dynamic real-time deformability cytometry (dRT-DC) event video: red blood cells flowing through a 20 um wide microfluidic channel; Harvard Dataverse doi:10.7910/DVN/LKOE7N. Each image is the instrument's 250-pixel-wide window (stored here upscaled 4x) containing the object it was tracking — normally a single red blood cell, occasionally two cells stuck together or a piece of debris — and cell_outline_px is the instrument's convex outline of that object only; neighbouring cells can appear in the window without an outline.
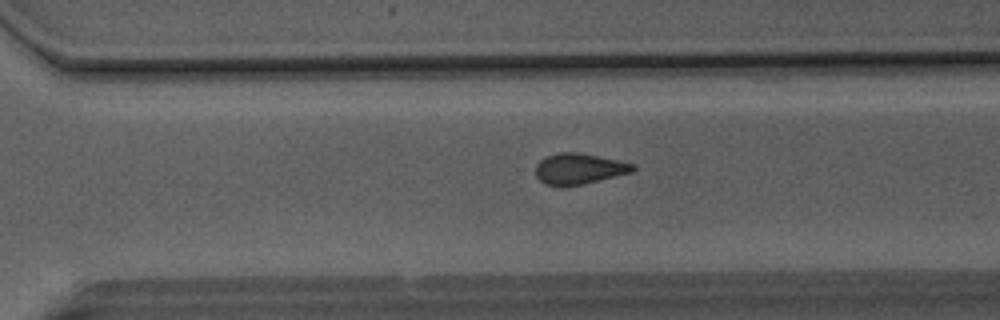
{"species": "Egyptian fruit bat (a non-hibernating species)", "species_latin": "Rousettus aegyptiacus", "temperature_condition": "room temperature", "stored_images_in_passage": 36, "camera_frame_rate_fps": 3000, "um_per_image_px": 0.085, "animal": {"sex": "male"}, "frame": {"image": 1, "passage_image": 20, "time_ms": 6.333, "image_size_px": [1000, 320], "cell_outline_px": [[636, 168], [632, 172], [580, 184], [560, 188], [544, 184], [536, 176], [536, 164], [544, 156], [560, 152], [576, 152], [636, 164]], "centroid_in_image_um": [49.16, 14.35], "position_along_channel_um": 321.4, "area_um2": 17.46}}
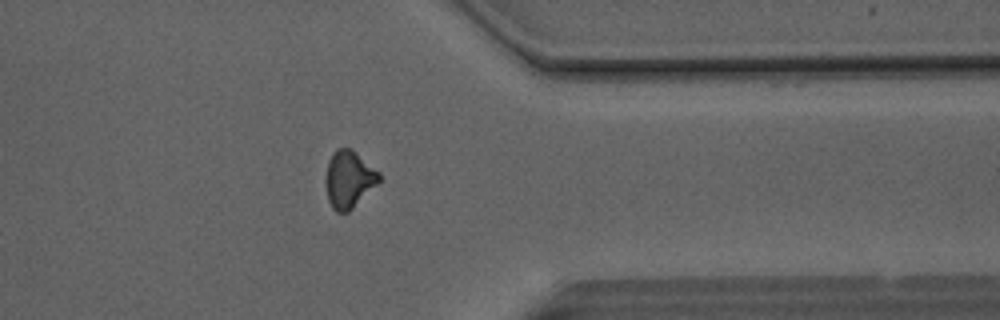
{"frame": {"image": 2, "passage_image": 25, "time_ms": 8.0, "image_size_px": [1000, 320], "cell_outline_px": [[380, 180], [348, 212], [336, 212], [332, 208], [328, 200], [324, 184], [324, 180], [328, 160], [332, 152], [336, 148], [352, 148], [380, 172]], "centroid_in_image_um": [29.61, 15.2], "position_along_channel_um": 381.8, "area_um2": 17.98}}
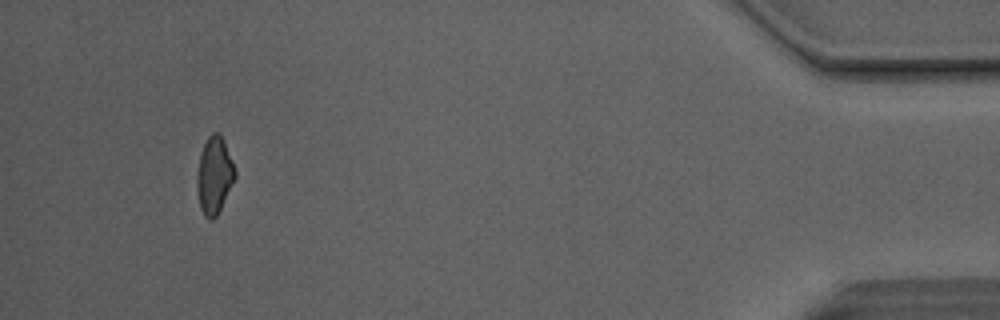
{"frame": {"image": 3, "passage_image": 32, "time_ms": 10.333, "image_size_px": [1000, 320], "cell_outline_px": [[236, 176], [216, 216], [212, 220], [208, 220], [204, 216], [200, 208], [196, 184], [196, 176], [200, 156], [204, 144], [208, 136], [212, 132], [220, 132], [224, 140], [232, 160], [236, 172]], "centroid_in_image_um": [18.2, 14.89], "position_along_channel_um": 417.0, "area_um2": 16.99}, "authors_computed_cell_mechanics": {"area_um2": 17.4556, "velocity_mm_per_s": 4.1522, "shape_relaxation_time_tau1_ms": null, "shape_relaxation_time_tau2_ms": 2.6265, "deformation_change_tau1": null, "deformation_change_tau2": 0.0847}}